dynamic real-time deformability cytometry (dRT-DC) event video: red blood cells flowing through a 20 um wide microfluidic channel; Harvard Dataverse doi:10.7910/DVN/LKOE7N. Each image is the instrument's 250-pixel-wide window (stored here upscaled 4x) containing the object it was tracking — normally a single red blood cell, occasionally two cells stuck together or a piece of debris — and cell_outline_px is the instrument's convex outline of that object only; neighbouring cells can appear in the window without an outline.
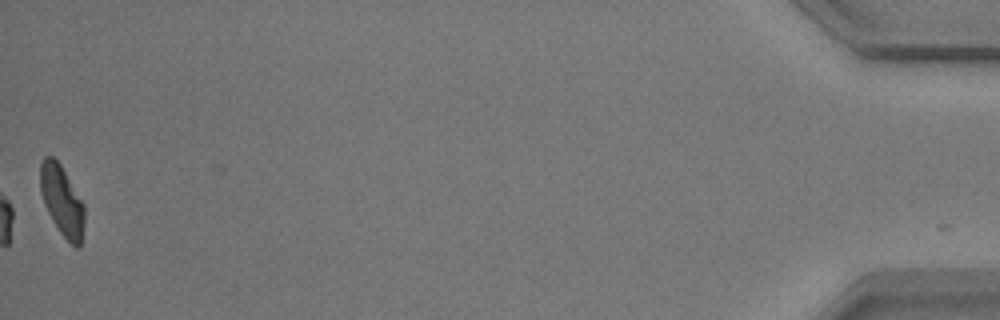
{"species": "common noctule bat (a hibernating species)", "species_latin": "Nyctalus noctula", "temperature_condition": "warm", "stored_images_in_passage": 44, "camera_frame_rate_fps": 3000, "um_per_image_px": 0.085, "animal": {"sex": "male", "body_mass_g": 17.9}, "frame": {"image": 1, "passage_image": 44, "time_ms": 14.333, "image_size_px": [1000, 320], "cell_outline_px": [[84, 224], [80, 248], [76, 248], [60, 232], [52, 220], [44, 204], [40, 192], [40, 164], [44, 156], [52, 156], [60, 164], [84, 204]], "centroid_in_image_um": [5.26, 17.06], "position_along_channel_um": 429.9, "area_um2": 17.98}, "authors_computed_cell_mechanics": {"area_um2": 17.0221, "velocity_mm_per_s": 3.52, "shape_relaxation_time_tau1_ms": 3.0733, "shape_relaxation_time_tau2_ms": 3.1754, "deformation_change_tau1": 0.1385, "deformation_change_tau2": 0.0749}}